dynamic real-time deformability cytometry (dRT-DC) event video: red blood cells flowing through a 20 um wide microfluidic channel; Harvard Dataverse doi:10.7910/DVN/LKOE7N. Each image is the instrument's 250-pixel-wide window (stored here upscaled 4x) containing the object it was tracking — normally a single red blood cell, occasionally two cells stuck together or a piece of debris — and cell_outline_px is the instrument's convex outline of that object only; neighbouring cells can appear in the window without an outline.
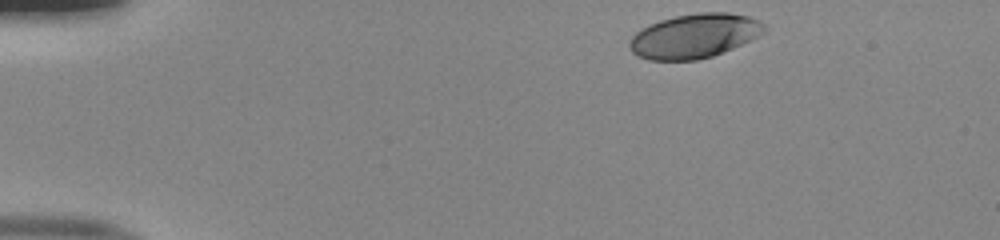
{"species": "human", "species_latin": "Homo sapiens", "temperature_condition": "room temperature", "stored_images_in_passage": 36, "camera_frame_rate_fps": 3000, "um_per_image_px": 0.085, "donor": {"sex": "male"}, "frame": {"image": 1, "passage_image": 1, "time_ms": 0.0, "image_size_px": [1000, 240], "cell_outline_px": [[768, 28], [764, 32], [732, 48], [712, 56], [696, 60], [648, 60], [636, 56], [632, 52], [628, 44], [632, 36], [636, 32], [660, 20], [676, 16], [700, 12], [728, 12], [748, 16], [764, 24]], "centroid_in_image_um": [59.0, 3.06], "position_along_channel_um": 26.0, "area_um2": 34.45}}
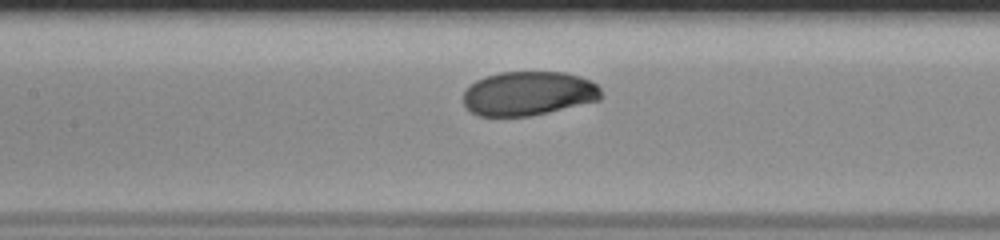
{"frame": {"image": 2, "passage_image": 18, "time_ms": 5.667, "image_size_px": [1000, 240], "cell_outline_px": [[600, 100], [532, 116], [480, 116], [472, 112], [464, 104], [464, 88], [468, 84], [484, 76], [500, 72], [564, 72], [580, 76], [592, 80], [600, 88]], "centroid_in_image_um": [44.9, 7.93], "position_along_channel_um": 162.5, "area_um2": 35.72}}
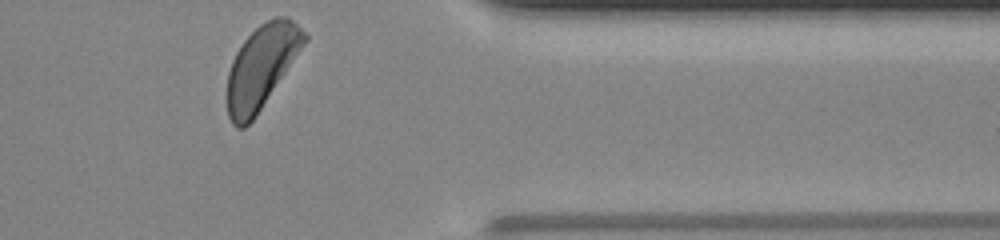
{"frame": {"image": 3, "passage_image": 36, "time_ms": 11.667, "image_size_px": [1000, 240], "cell_outline_px": [[308, 40], [256, 116], [244, 128], [236, 128], [232, 124], [228, 116], [224, 96], [228, 72], [232, 60], [236, 52], [244, 40], [260, 24], [276, 16], [288, 16], [308, 36]], "centroid_in_image_um": [22.18, 5.72], "position_along_channel_um": 389.2, "area_um2": 37.69}, "authors_computed_cell_mechanics": {"area_um2": 36.5296, "velocity_mm_per_s": 3.9903, "shape_relaxation_time_tau1_ms": 3.3271, "shape_relaxation_time_tau2_ms": null, "deformation_change_tau1": 0.1573, "deformation_change_tau2": null}}